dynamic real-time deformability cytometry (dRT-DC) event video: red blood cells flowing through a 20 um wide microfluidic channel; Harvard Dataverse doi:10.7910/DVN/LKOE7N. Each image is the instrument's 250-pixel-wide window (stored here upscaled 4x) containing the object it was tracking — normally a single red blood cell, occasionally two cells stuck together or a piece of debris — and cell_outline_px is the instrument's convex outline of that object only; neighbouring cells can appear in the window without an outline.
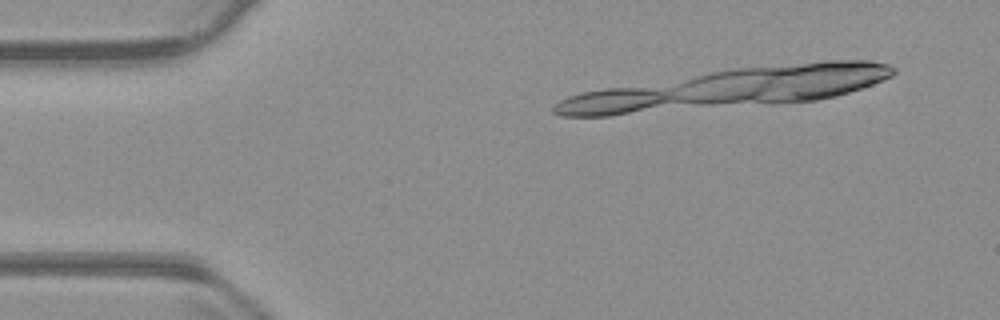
{"species": "common noctule bat (a hibernating species)", "species_latin": "Nyctalus noctula", "temperature_condition": "warm", "stored_images_in_passage": 15, "camera_frame_rate_fps": 3000, "um_per_image_px": 0.085, "animal": {"sex": "male", "body_mass_g": 23.1, "forearm_length_mm": 52.7}, "frame": {"image": 1, "passage_image": 3, "time_ms": 0.667, "image_size_px": [1000, 320], "cell_outline_px": [[664, 100], [652, 104], [624, 112], [600, 116], [572, 116], [556, 112], [568, 100], [576, 96], [592, 92], [656, 92], [664, 96]], "centroid_in_image_um": [51.69, 8.76], "position_along_channel_um": 33.3, "area_um2": 13.41}}
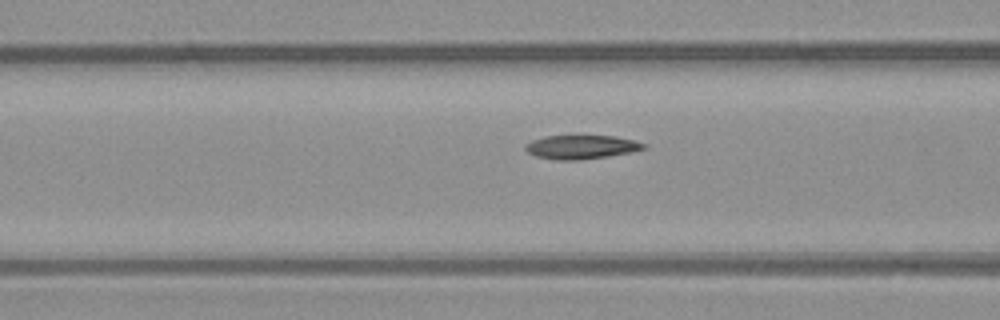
{"frame": {"image": 2, "passage_image": 13, "time_ms": 4.0, "image_size_px": [1000, 320], "cell_outline_px": [[640, 148], [624, 152], [600, 156], [544, 156], [532, 152], [528, 148], [532, 144], [540, 140], [552, 136], [604, 136], [628, 140], [640, 144]], "centroid_in_image_um": [49.47, 12.42], "position_along_channel_um": 117.1, "area_um2": 13.12}}